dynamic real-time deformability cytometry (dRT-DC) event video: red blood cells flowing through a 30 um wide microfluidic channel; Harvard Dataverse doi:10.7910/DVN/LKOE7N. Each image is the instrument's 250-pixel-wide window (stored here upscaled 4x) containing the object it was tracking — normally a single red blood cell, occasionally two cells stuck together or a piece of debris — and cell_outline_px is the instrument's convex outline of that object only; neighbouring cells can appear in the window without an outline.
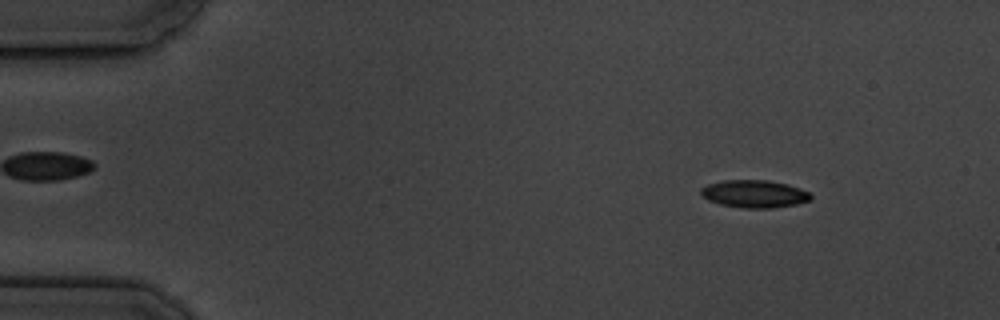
{"species": "common noctule bat (a hibernating species)", "species_latin": "Nyctalus noctula", "temperature_condition": "cold", "stored_images_in_passage": 5, "camera_frame_rate_fps": 3000, "um_per_image_px": 0.085, "animal": {"sex": "male", "body_mass_g": 19.5, "forearm_length_mm": 54.6}, "frame": {"image": 1, "passage_image": 2, "time_ms": 1.333, "image_size_px": [1000, 320], "cell_outline_px": [[812, 200], [796, 204], [772, 208], [740, 208], [720, 204], [708, 200], [700, 192], [700, 188], [708, 184], [724, 180], [768, 180], [788, 184], [800, 188], [808, 192], [812, 196]], "centroid_in_image_um": [64.13, 16.48], "position_along_channel_um": 20.9, "area_um2": 17.74}}
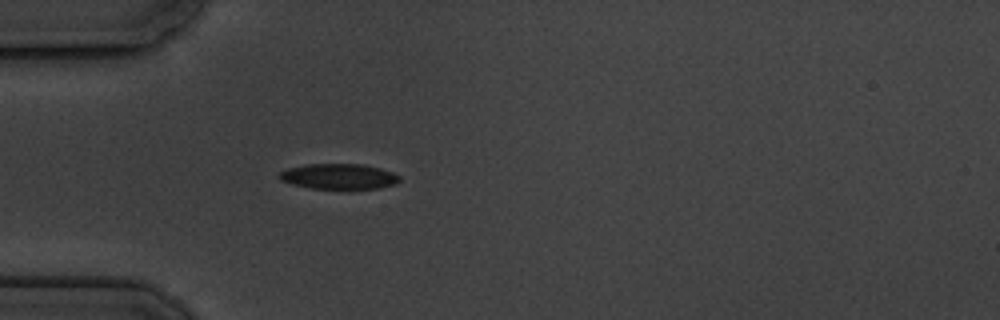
{"frame": {"image": 2, "passage_image": 5, "time_ms": 4.667, "image_size_px": [1000, 320], "cell_outline_px": [[400, 180], [396, 184], [380, 188], [348, 192], [312, 188], [292, 184], [280, 180], [280, 172], [288, 168], [304, 164], [364, 164], [380, 168], [392, 172], [400, 176]], "centroid_in_image_um": [28.86, 15.04], "position_along_channel_um": 56.1, "area_um2": 18.67}}